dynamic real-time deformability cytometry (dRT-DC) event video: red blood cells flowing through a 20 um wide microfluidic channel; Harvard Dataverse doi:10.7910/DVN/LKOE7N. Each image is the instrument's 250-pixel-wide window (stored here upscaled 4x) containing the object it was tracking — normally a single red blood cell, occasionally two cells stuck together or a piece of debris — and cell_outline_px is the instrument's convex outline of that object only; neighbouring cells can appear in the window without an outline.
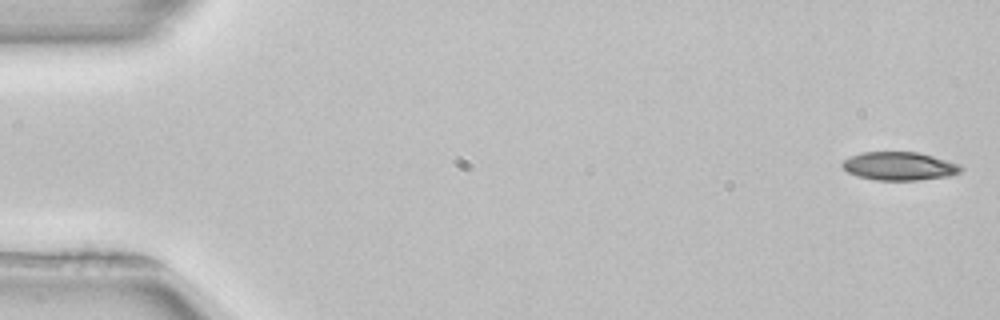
{"species": "common noctule bat (a hibernating species)", "species_latin": "Nyctalus noctula", "temperature_condition": "room temperature", "stored_images_in_passage": 52, "camera_frame_rate_fps": 3000, "um_per_image_px": 0.085, "animal": {"sex": "female", "body_mass_g": 22.7, "forearm_length_mm": 54.2}, "frame": {"image": 1, "passage_image": 1, "time_ms": 0.0, "image_size_px": [1000, 320], "cell_outline_px": [[964, 168], [960, 172], [948, 176], [916, 180], [876, 180], [856, 176], [848, 172], [840, 164], [844, 160], [860, 152], [920, 152], [960, 164]], "centroid_in_image_um": [76.45, 14.11], "position_along_channel_um": 8.6, "area_um2": 19.59}}
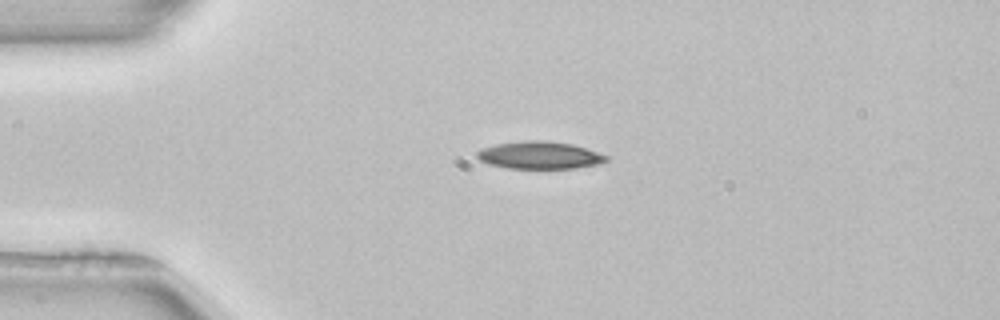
{"frame": {"image": 2, "passage_image": 12, "time_ms": 3.667, "image_size_px": [1000, 320], "cell_outline_px": [[608, 160], [600, 164], [576, 168], [508, 168], [488, 164], [480, 160], [476, 156], [476, 152], [480, 148], [496, 144], [524, 140], [548, 140], [572, 144], [588, 148], [608, 156]], "centroid_in_image_um": [45.87, 13.18], "position_along_channel_um": 39.1, "area_um2": 20.92}}
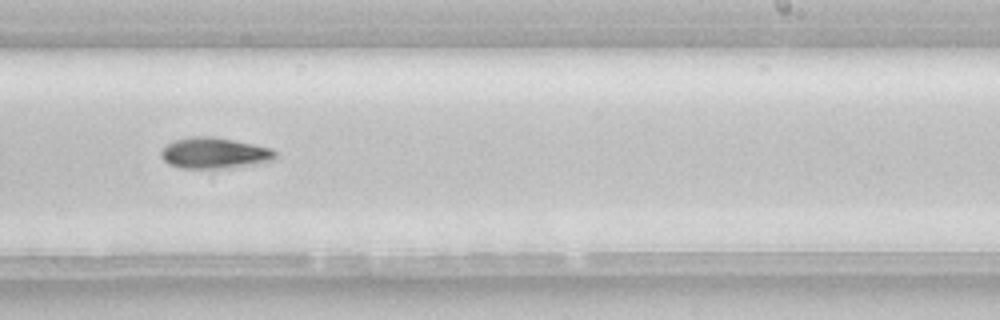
{"frame": {"image": 3, "passage_image": 32, "time_ms": 10.333, "image_size_px": [1000, 320], "cell_outline_px": [[276, 160], [256, 164], [220, 168], [184, 168], [168, 164], [164, 160], [160, 152], [172, 140], [192, 136], [216, 136], [272, 148], [276, 152]], "centroid_in_image_um": [18.25, 12.99], "position_along_channel_um": 270.8, "area_um2": 20.69}, "authors_computed_cell_mechanics": {"area_um2": 20.2011, "velocity_mm_per_s": 3.9492, "shape_relaxation_time_tau1_ms": 3.0249, "shape_relaxation_time_tau2_ms": null, "deformation_change_tau1": 0.1025, "deformation_change_tau2": null}}